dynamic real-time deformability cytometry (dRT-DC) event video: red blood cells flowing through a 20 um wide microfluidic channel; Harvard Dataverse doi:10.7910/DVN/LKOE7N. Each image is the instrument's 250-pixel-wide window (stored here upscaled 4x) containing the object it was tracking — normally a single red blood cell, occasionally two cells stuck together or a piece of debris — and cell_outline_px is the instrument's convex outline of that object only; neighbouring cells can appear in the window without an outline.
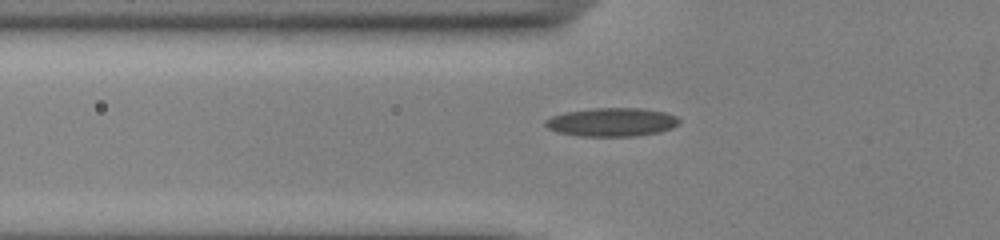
{"species": "common noctule bat (a hibernating species)", "species_latin": "Nyctalus noctula", "temperature_condition": "cold", "stored_images_in_passage": 37, "camera_frame_rate_fps": 3000, "um_per_image_px": 0.085, "animal": {"sex": "male", "body_mass_g": 13.0, "forearm_length_mm": 53.1}, "frame": {"image": 1, "passage_image": 5, "time_ms": 1.333, "image_size_px": [1000, 240], "cell_outline_px": [[680, 124], [672, 128], [660, 132], [636, 136], [580, 136], [556, 132], [548, 128], [544, 124], [544, 120], [552, 116], [564, 112], [592, 108], [644, 108], [664, 112], [676, 116], [680, 120]], "centroid_in_image_um": [52.0, 10.38], "position_along_channel_um": 73.8, "area_um2": 22.48}}
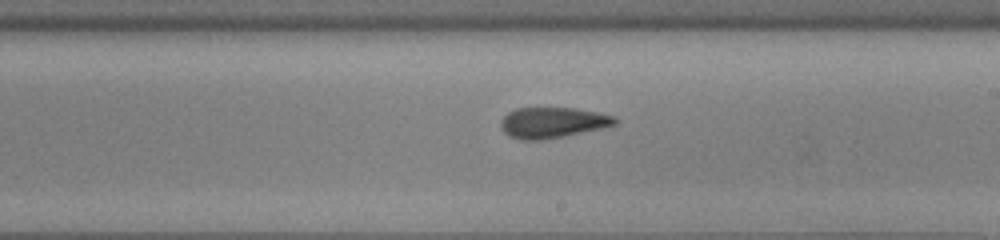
{"frame": {"image": 2, "passage_image": 18, "time_ms": 5.667, "image_size_px": [1000, 240], "cell_outline_px": [[620, 120], [616, 124], [604, 128], [544, 140], [520, 140], [508, 136], [500, 128], [500, 120], [508, 112], [516, 108], [572, 108], [596, 112], [612, 116]], "centroid_in_image_um": [46.94, 10.43], "position_along_channel_um": 242.1, "area_um2": 20.58}}
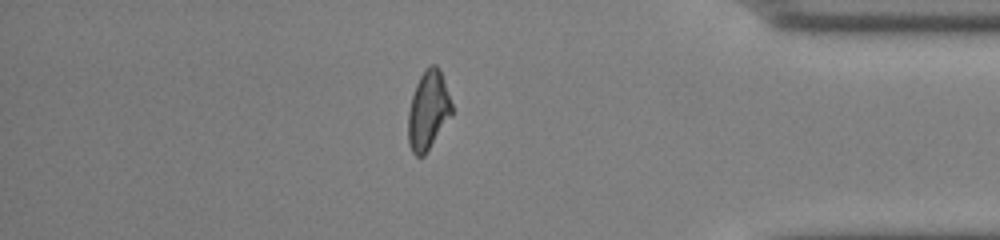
{"frame": {"image": 3, "passage_image": 32, "time_ms": 10.333, "image_size_px": [1000, 240], "cell_outline_px": [[452, 116], [424, 156], [416, 156], [412, 152], [408, 144], [408, 112], [412, 96], [416, 84], [420, 76], [432, 64], [436, 64], [440, 68], [452, 104]], "centroid_in_image_um": [36.4, 9.41], "position_along_channel_um": 398.8, "area_um2": 20.06}}